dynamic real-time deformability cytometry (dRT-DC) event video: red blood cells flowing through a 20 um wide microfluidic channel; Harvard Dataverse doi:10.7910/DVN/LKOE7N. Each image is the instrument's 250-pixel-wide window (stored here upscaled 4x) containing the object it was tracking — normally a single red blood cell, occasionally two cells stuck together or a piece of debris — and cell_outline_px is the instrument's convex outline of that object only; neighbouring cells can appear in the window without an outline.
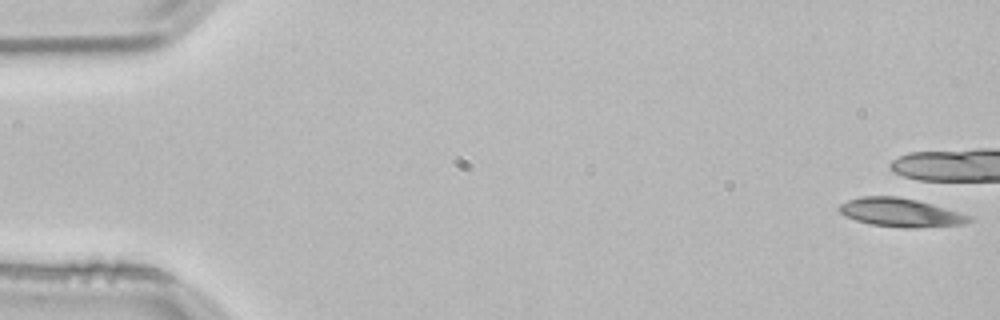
{"species": "common noctule bat (a hibernating species)", "species_latin": "Nyctalus noctula", "temperature_condition": "room temperature", "stored_images_in_passage": 4, "camera_frame_rate_fps": 3000, "um_per_image_px": 0.085, "animal": {"sex": "male", "body_mass_g": 21.5, "forearm_length_mm": 52.0}, "frame": {"image": 1, "passage_image": 1, "time_ms": 0.0, "image_size_px": [1000, 320], "cell_outline_px": [[972, 220], [964, 224], [916, 228], [900, 228], [872, 224], [856, 220], [844, 216], [836, 208], [840, 204], [848, 200], [860, 196], [900, 196], [916, 200], [972, 216]], "centroid_in_image_um": [76.5, 18.07], "position_along_channel_um": 8.5, "area_um2": 21.62}}